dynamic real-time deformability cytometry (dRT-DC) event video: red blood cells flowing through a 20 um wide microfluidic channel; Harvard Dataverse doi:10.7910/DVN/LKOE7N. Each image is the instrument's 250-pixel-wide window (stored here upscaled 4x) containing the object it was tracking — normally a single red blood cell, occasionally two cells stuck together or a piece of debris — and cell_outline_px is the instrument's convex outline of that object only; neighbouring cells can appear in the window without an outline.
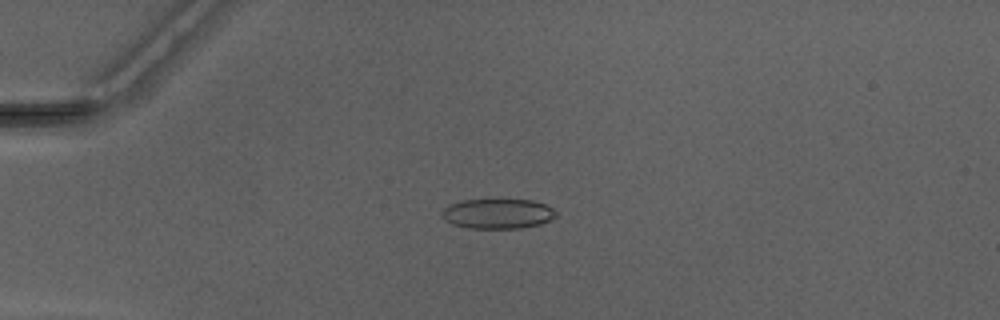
{"species": "Egyptian fruit bat (a non-hibernating species)", "species_latin": "Rousettus aegyptiacus", "temperature_condition": "warm", "stored_images_in_passage": 42, "camera_frame_rate_fps": 3000, "um_per_image_px": 0.085, "animal": {"sex": "male"}, "frame": {"image": 1, "passage_image": 5, "time_ms": 1.333, "image_size_px": [1000, 320], "cell_outline_px": [[556, 216], [552, 220], [540, 224], [520, 228], [468, 228], [452, 224], [444, 220], [440, 216], [440, 212], [444, 208], [452, 204], [464, 200], [532, 200], [544, 204], [552, 208], [556, 212]], "centroid_in_image_um": [42.29, 18.17], "position_along_channel_um": 42.7, "area_um2": 19.88}}
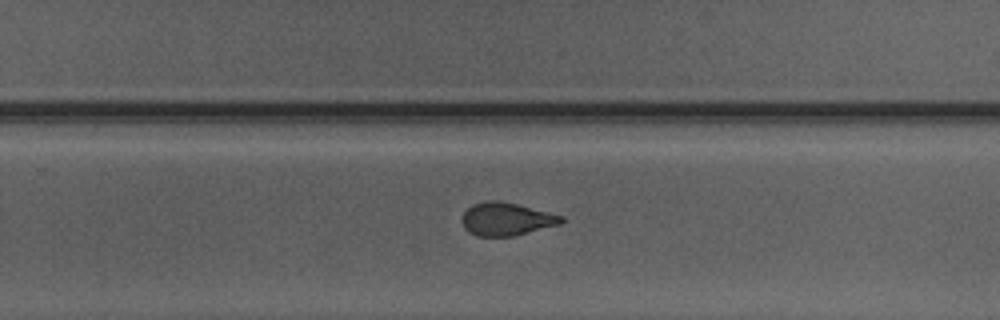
{"frame": {"image": 2, "passage_image": 25, "time_ms": 8.0, "image_size_px": [1000, 320], "cell_outline_px": [[564, 220], [560, 224], [512, 236], [476, 236], [468, 232], [464, 228], [464, 212], [472, 204], [488, 200], [500, 200], [564, 216]], "centroid_in_image_um": [43.04, 18.62], "position_along_channel_um": 286.8, "area_um2": 18.84}}
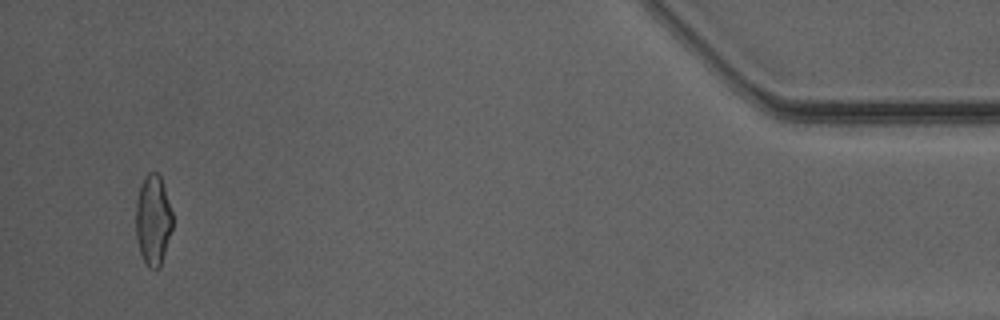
{"frame": {"image": 3, "passage_image": 40, "time_ms": 13.0, "image_size_px": [1000, 320], "cell_outline_px": [[172, 228], [160, 268], [148, 268], [140, 252], [136, 236], [136, 200], [140, 184], [144, 176], [148, 172], [156, 172], [160, 176], [172, 212]], "centroid_in_image_um": [13.0, 18.69], "position_along_channel_um": 422.2, "area_um2": 19.25}, "authors_computed_cell_mechanics": {"area_um2": 19.7676, "velocity_mm_per_s": 4.1777, "shape_relaxation_time_tau1_ms": null, "shape_relaxation_time_tau2_ms": 1.249, "deformation_change_tau1": null, "deformation_change_tau2": 0.0904}}